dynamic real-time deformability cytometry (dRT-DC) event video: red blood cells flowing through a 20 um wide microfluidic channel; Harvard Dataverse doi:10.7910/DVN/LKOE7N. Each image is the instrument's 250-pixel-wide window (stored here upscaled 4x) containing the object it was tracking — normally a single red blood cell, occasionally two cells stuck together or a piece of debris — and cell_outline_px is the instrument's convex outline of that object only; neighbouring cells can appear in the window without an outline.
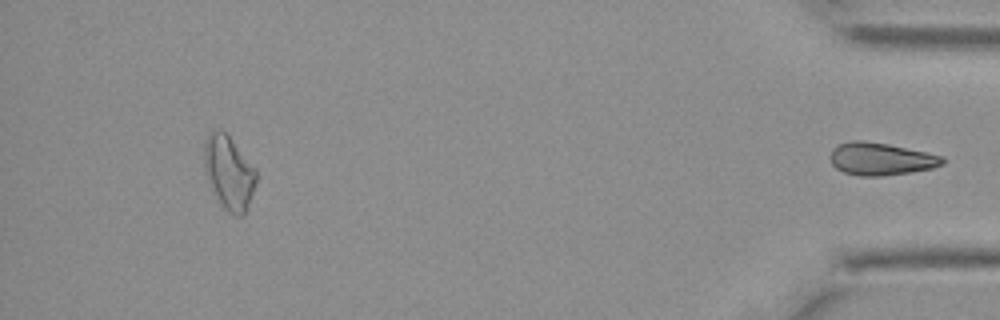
{"species": "Egyptian fruit bat (a non-hibernating species)", "species_latin": "Rousettus aegyptiacus", "temperature_condition": "cold", "stored_images_in_passage": 38, "segment_of_instrument_passage": [2, 2], "camera_frame_rate_fps": 3000, "um_per_image_px": 0.085, "animal": {"sex": "female"}, "frame": {"image": 1, "passage_image": 38, "time_ms": 12.333, "image_size_px": [1000, 320], "cell_outline_px": [[944, 164], [932, 168], [912, 172], [880, 176], [860, 176], [844, 172], [836, 168], [832, 164], [828, 156], [832, 148], [836, 144], [852, 140], [860, 140], [888, 144], [944, 156]], "centroid_in_image_um": [74.83, 13.5], "position_along_channel_um": 360.4, "area_um2": 21.44}}